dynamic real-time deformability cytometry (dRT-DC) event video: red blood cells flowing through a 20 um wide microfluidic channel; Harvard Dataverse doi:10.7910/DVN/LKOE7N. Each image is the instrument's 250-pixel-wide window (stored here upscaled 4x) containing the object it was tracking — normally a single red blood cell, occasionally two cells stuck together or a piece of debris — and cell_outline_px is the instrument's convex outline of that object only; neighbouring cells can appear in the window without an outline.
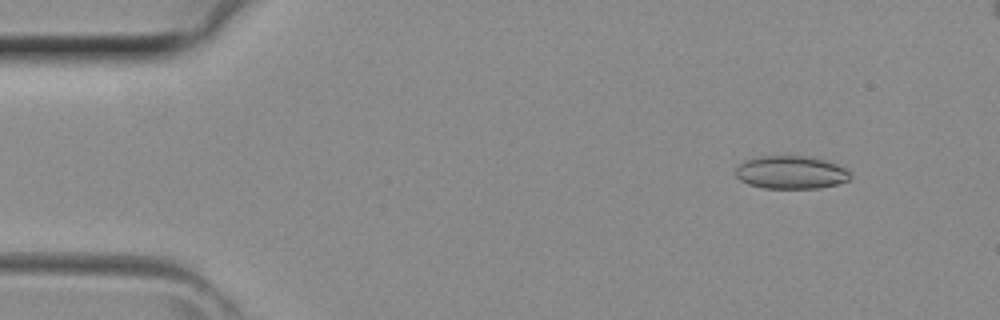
{"species": "common noctule bat (a hibernating species)", "species_latin": "Nyctalus noctula", "temperature_condition": "room temperature", "stored_images_in_passage": 39, "camera_frame_rate_fps": 3000, "um_per_image_px": 0.085, "animal": {"sex": "female", "body_mass_g": 29.2, "forearm_length_mm": 56.3}, "frame": {"image": 1, "passage_image": 3, "time_ms": 0.667, "image_size_px": [1000, 320], "cell_outline_px": [[852, 176], [848, 180], [836, 184], [820, 188], [764, 188], [748, 184], [740, 180], [736, 176], [736, 168], [744, 160], [760, 156], [808, 156], [828, 160], [848, 168]], "centroid_in_image_um": [67.27, 14.64], "position_along_channel_um": 17.7, "area_um2": 22.31}}
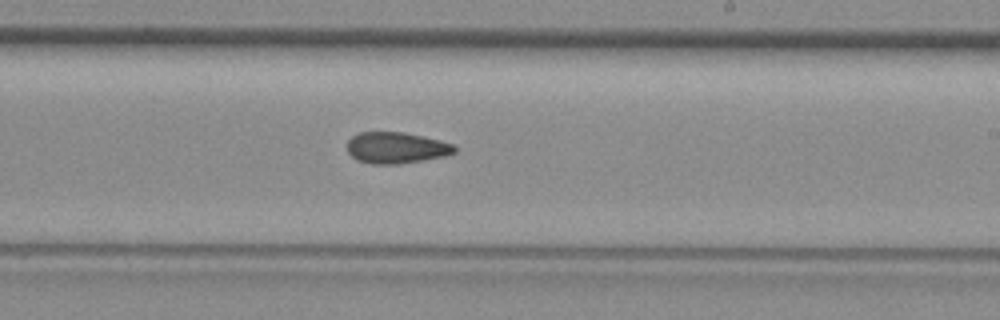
{"frame": {"image": 2, "passage_image": 23, "time_ms": 7.333, "image_size_px": [1000, 320], "cell_outline_px": [[456, 152], [448, 156], [400, 164], [372, 164], [356, 160], [348, 152], [348, 140], [352, 136], [360, 132], [404, 132], [424, 136], [456, 144]], "centroid_in_image_um": [33.73, 12.56], "position_along_channel_um": 255.3, "area_um2": 19.88}}
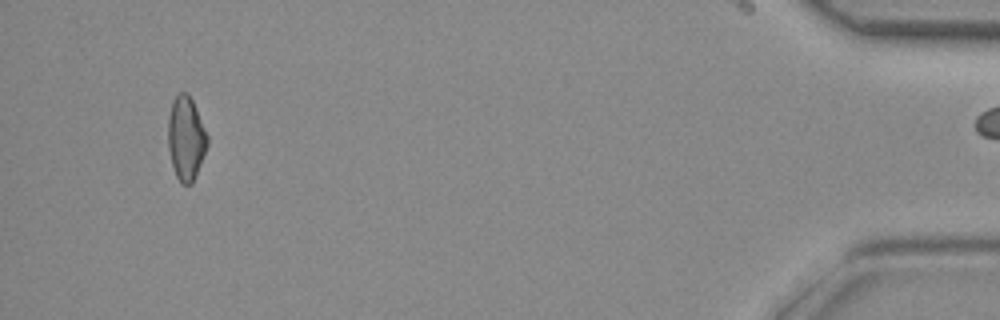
{"frame": {"image": 3, "passage_image": 38, "time_ms": 12.333, "image_size_px": [1000, 320], "cell_outline_px": [[208, 144], [192, 184], [180, 184], [176, 176], [172, 164], [168, 148], [168, 116], [172, 100], [180, 92], [184, 92], [192, 100], [208, 136]], "centroid_in_image_um": [15.79, 11.77], "position_along_channel_um": 419.4, "area_um2": 19.02}}